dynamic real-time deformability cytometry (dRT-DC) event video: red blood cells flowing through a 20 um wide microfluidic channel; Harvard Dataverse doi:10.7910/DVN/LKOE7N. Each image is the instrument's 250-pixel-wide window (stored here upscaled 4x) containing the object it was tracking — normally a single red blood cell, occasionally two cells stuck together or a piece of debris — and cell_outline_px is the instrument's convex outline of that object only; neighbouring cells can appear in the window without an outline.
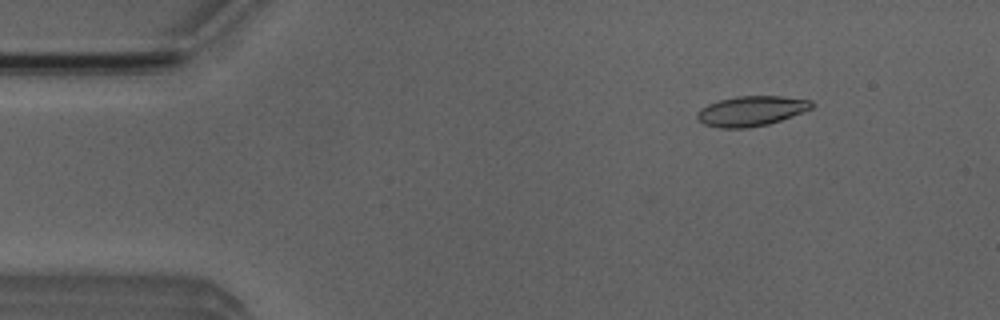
{"species": "Egyptian fruit bat (a non-hibernating species)", "species_latin": "Rousettus aegyptiacus", "temperature_condition": "room temperature", "stored_images_in_passage": 50, "camera_frame_rate_fps": 3000, "um_per_image_px": 0.085, "animal": {"sex": "male"}, "frame": {"image": 1, "passage_image": 6, "time_ms": 1.667, "image_size_px": [1000, 320], "cell_outline_px": [[816, 104], [812, 108], [804, 112], [768, 124], [744, 128], [720, 128], [704, 124], [696, 116], [696, 112], [700, 108], [708, 104], [720, 100], [736, 96], [780, 96], [812, 100]], "centroid_in_image_um": [63.87, 9.43], "position_along_channel_um": 21.1, "area_um2": 20.06}}
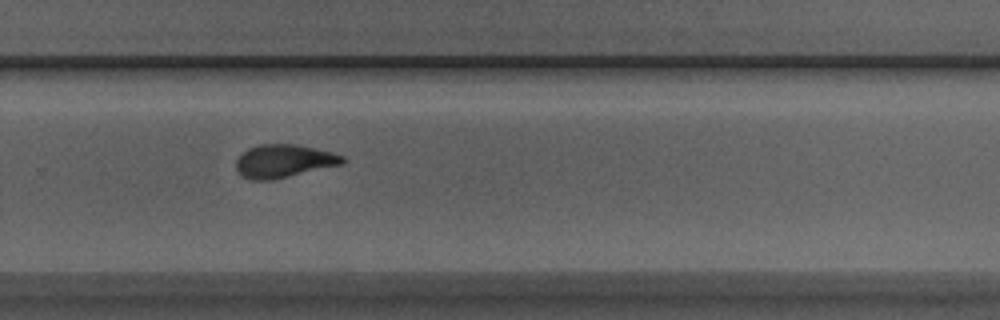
{"frame": {"image": 2, "passage_image": 34, "time_ms": 11.0, "image_size_px": [1000, 320], "cell_outline_px": [[344, 160], [340, 164], [272, 180], [252, 180], [240, 176], [236, 168], [236, 160], [248, 148], [260, 144], [296, 144], [332, 152], [344, 156]], "centroid_in_image_um": [24.07, 13.69], "position_along_channel_um": 305.7, "area_um2": 20.29}}
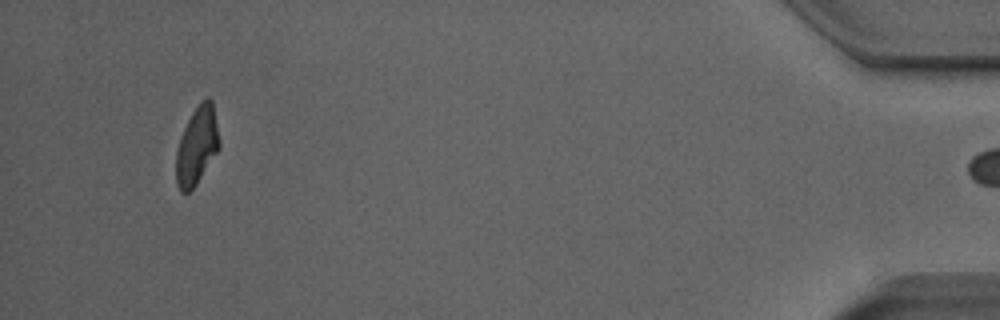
{"frame": {"image": 3, "passage_image": 49, "time_ms": 16.0, "image_size_px": [1000, 320], "cell_outline_px": [[220, 148], [196, 184], [188, 192], [180, 192], [176, 184], [176, 152], [184, 128], [192, 112], [208, 96], [212, 100], [220, 140]], "centroid_in_image_um": [16.74, 12.41], "position_along_channel_um": 418.5, "area_um2": 19.36}, "authors_computed_cell_mechanics": {"area_um2": 20.2878, "velocity_mm_per_s": 3.873, "shape_relaxation_time_tau1_ms": 4.3742, "shape_relaxation_time_tau2_ms": 2.3539, "deformation_change_tau1": 0.1756, "deformation_change_tau2": 0.1054}}